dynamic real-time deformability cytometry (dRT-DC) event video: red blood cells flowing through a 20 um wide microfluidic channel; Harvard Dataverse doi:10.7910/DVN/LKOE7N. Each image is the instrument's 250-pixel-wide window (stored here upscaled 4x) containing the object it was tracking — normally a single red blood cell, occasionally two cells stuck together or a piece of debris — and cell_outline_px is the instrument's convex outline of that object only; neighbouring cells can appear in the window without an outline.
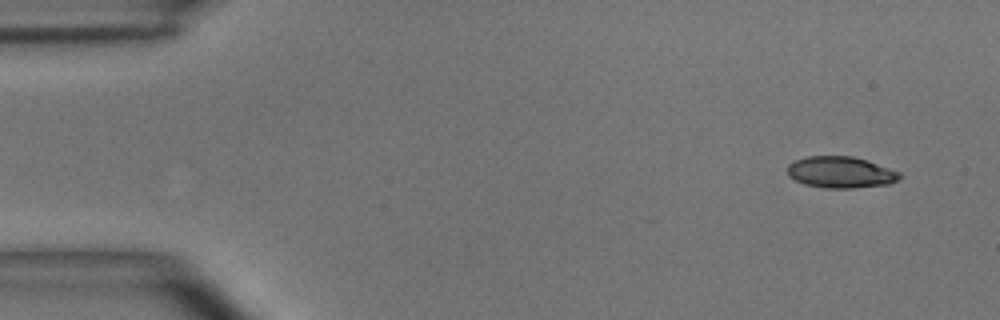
{"species": "common noctule bat (a hibernating species)", "species_latin": "Nyctalus noctula", "temperature_condition": "room temperature", "stored_images_in_passage": 4, "camera_frame_rate_fps": 3000, "um_per_image_px": 0.085, "animal": {"sex": "male", "body_mass_g": 15.6}, "frame": {"image": 1, "passage_image": 1, "time_ms": 0.0, "image_size_px": [1000, 320], "cell_outline_px": [[900, 180], [888, 184], [852, 188], [824, 188], [804, 184], [788, 176], [788, 164], [796, 160], [808, 156], [852, 156], [868, 160], [900, 172]], "centroid_in_image_um": [71.47, 14.64], "position_along_channel_um": 13.5, "area_um2": 20.58}}
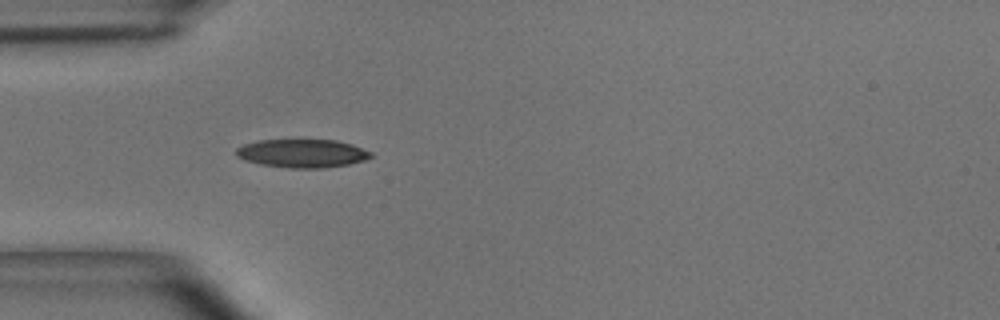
{"frame": {"image": 2, "passage_image": 4, "time_ms": 1.0, "image_size_px": [1000, 320], "cell_outline_px": [[372, 156], [364, 160], [348, 164], [324, 168], [288, 168], [260, 164], [244, 160], [236, 156], [236, 148], [244, 144], [260, 140], [336, 140], [352, 144], [372, 152]], "centroid_in_image_um": [25.68, 13.04], "position_along_channel_um": 59.3, "area_um2": 22.25}}